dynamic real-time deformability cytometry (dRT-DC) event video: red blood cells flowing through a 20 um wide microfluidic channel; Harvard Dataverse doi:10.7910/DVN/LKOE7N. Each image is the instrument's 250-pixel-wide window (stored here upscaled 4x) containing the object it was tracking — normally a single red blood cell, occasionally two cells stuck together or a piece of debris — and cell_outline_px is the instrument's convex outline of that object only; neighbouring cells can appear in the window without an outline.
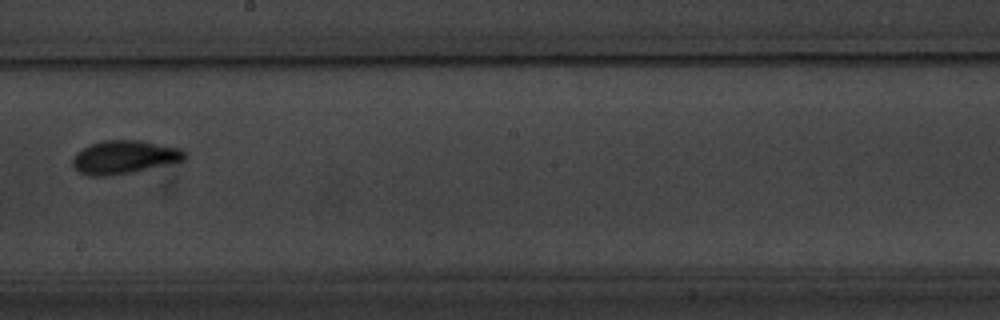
{"species": "common noctule bat (a hibernating species)", "species_latin": "Nyctalus noctula", "temperature_condition": "warm", "stored_images_in_passage": 11, "camera_frame_rate_fps": 3000, "um_per_image_px": 0.085, "animal": {"sex": "male", "body_mass_g": 20.1, "forearm_length_mm": 53.5}, "frame": {"image": 1, "passage_image": 11, "time_ms": 11.667, "image_size_px": [1000, 320], "cell_outline_px": [[188, 156], [184, 160], [132, 172], [108, 176], [88, 176], [80, 172], [72, 164], [72, 160], [76, 152], [92, 144], [104, 140], [140, 140], [180, 148], [188, 152]], "centroid_in_image_um": [10.58, 13.35], "position_along_channel_um": 237.6, "area_um2": 21.68}}